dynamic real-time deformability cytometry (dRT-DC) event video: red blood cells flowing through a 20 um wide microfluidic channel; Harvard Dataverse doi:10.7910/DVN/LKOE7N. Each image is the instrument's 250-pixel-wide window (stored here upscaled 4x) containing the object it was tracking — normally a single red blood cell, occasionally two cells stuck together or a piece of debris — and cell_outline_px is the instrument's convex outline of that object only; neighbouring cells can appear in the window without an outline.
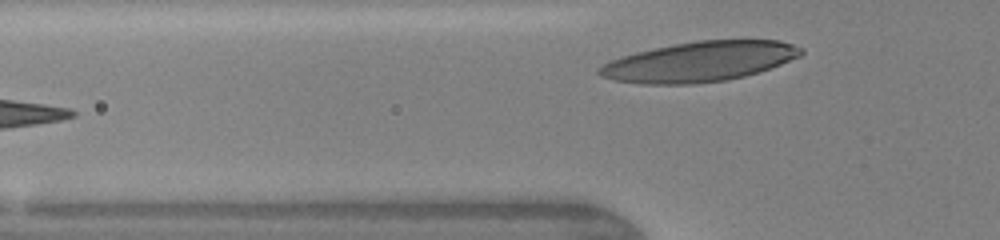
{"species": "human", "species_latin": "Homo sapiens", "temperature_condition": "warm", "stored_images_in_passage": 7, "segment_of_instrument_passage": [2, 2], "camera_frame_rate_fps": 3000, "um_per_image_px": 0.085, "donor": {"sex": "female"}, "frame": {"image": 1, "passage_image": 7, "time_ms": 5.0, "image_size_px": [1000, 240], "cell_outline_px": [[804, 52], [800, 56], [780, 64], [744, 76], [724, 80], [692, 84], [640, 84], [612, 80], [600, 76], [596, 72], [596, 68], [612, 60], [636, 52], [676, 44], [700, 40], [780, 40], [804, 48]], "centroid_in_image_um": [59.44, 5.24], "position_along_channel_um": 66.4, "area_um2": 46.7}}